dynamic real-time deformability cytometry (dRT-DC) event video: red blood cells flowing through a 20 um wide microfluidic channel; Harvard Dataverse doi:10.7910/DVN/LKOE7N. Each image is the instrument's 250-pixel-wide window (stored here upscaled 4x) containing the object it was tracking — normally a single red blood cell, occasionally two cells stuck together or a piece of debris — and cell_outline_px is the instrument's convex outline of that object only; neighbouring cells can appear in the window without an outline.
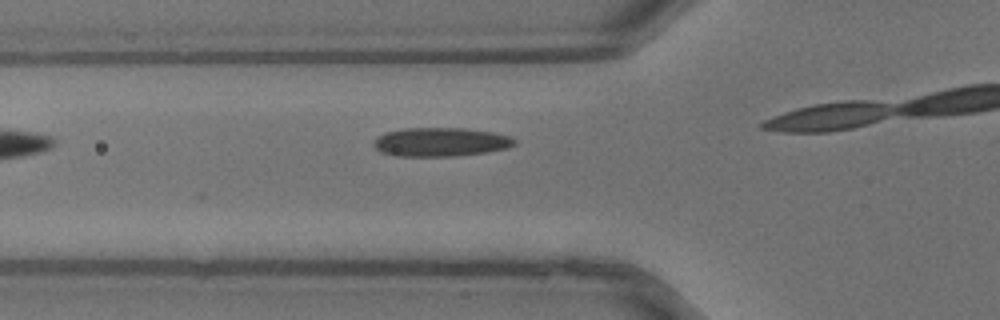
{"species": "common noctule bat (a hibernating species)", "species_latin": "Nyctalus noctula", "temperature_condition": "warm", "stored_images_in_passage": 5, "camera_frame_rate_fps": 3000, "um_per_image_px": 0.085, "animal": {"sex": "male", "body_mass_g": 13.3}, "frame": {"image": 1, "passage_image": 2, "time_ms": 0.333, "image_size_px": [1000, 320], "cell_outline_px": [[516, 144], [504, 148], [484, 152], [456, 156], [400, 156], [380, 152], [372, 144], [376, 136], [384, 132], [404, 128], [464, 128], [492, 132], [508, 136], [516, 140]], "centroid_in_image_um": [37.39, 12.06], "position_along_channel_um": 88.4, "area_um2": 23.58}}
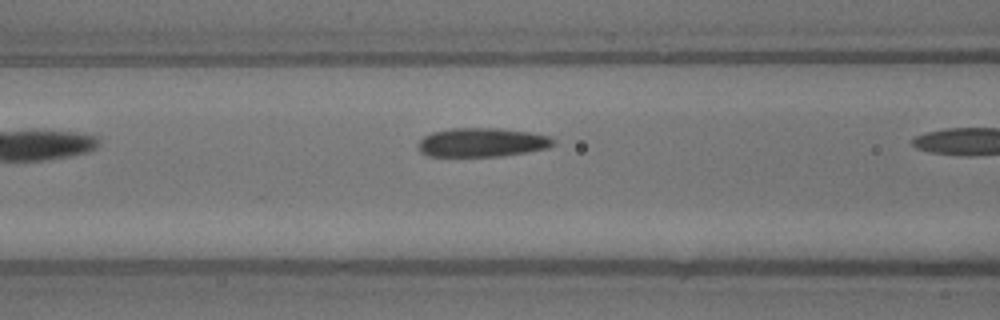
{"frame": {"image": 2, "passage_image": 4, "time_ms": 1.0, "image_size_px": [1000, 320], "cell_outline_px": [[556, 144], [548, 148], [500, 156], [428, 156], [420, 152], [420, 140], [424, 136], [432, 132], [452, 128], [500, 128], [528, 132], [548, 136], [556, 140]], "centroid_in_image_um": [40.99, 12.1], "position_along_channel_um": 125.6, "area_um2": 22.66}}